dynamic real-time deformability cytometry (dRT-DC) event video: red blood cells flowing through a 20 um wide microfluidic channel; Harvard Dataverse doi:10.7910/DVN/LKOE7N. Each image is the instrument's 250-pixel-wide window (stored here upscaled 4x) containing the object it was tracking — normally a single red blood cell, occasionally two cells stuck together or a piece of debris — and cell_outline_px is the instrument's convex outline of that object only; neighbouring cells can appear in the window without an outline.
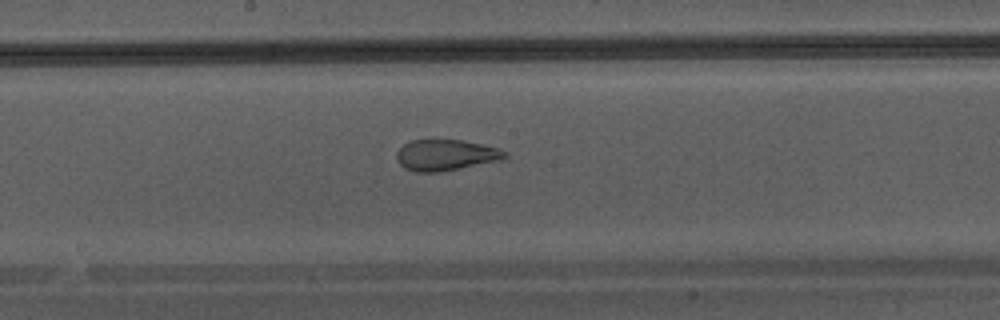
{"species": "Egyptian fruit bat (a non-hibernating species)", "species_latin": "Rousettus aegyptiacus", "temperature_condition": "warm", "stored_images_in_passage": 28, "camera_frame_rate_fps": 3000, "um_per_image_px": 0.085, "animal": {"sex": "male"}, "frame": {"image": 1, "passage_image": 16, "time_ms": 5.0, "image_size_px": [1000, 320], "cell_outline_px": [[508, 156], [500, 160], [440, 172], [416, 172], [404, 168], [396, 160], [396, 152], [404, 144], [412, 140], [432, 136], [464, 140], [500, 148], [508, 152]], "centroid_in_image_um": [37.87, 13.13], "position_along_channel_um": 210.3, "area_um2": 20.4}}